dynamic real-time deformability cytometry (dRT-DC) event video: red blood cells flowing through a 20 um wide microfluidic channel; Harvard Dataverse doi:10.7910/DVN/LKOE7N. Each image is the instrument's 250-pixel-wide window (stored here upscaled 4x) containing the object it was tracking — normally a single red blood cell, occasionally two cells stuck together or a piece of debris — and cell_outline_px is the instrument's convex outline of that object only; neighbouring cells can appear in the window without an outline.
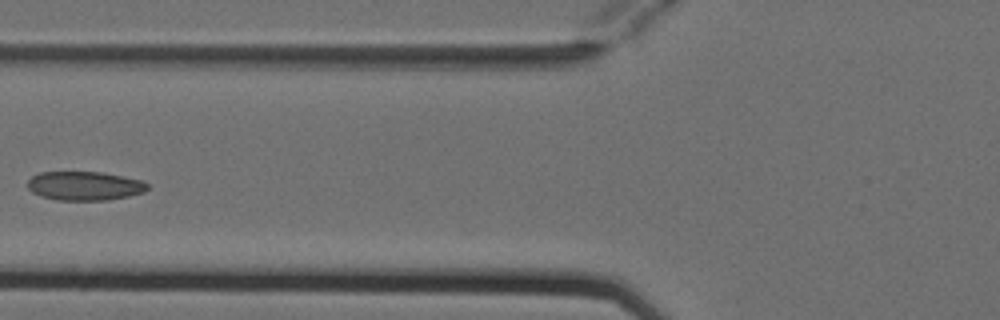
{"species": "Egyptian fruit bat (a non-hibernating species)", "species_latin": "Rousettus aegyptiacus", "temperature_condition": "cold", "stored_images_in_passage": 6, "camera_frame_rate_fps": 3000, "um_per_image_px": 0.085, "animal": {"sex": "female"}, "frame": {"image": 1, "passage_image": 5, "time_ms": 1.333, "image_size_px": [1000, 320], "cell_outline_px": [[148, 188], [144, 192], [128, 196], [108, 200], [56, 200], [40, 196], [32, 192], [28, 188], [28, 180], [32, 176], [40, 172], [104, 172], [140, 180], [148, 184]], "centroid_in_image_um": [7.17, 15.8], "position_along_channel_um": 118.6, "area_um2": 20.23}}